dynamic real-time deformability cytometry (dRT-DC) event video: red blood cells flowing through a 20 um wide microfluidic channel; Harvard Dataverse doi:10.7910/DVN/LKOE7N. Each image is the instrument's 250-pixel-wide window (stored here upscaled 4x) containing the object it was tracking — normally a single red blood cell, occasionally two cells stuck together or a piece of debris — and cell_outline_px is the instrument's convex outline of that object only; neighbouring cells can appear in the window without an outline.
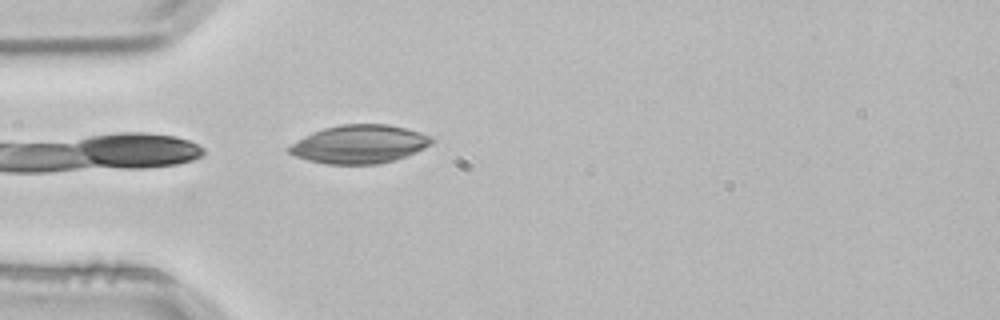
{"species": "common noctule bat (a hibernating species)", "species_latin": "Nyctalus noctula", "temperature_condition": "room temperature", "stored_images_in_passage": 3, "camera_frame_rate_fps": 3000, "um_per_image_px": 0.085, "animal": {"sex": "male", "body_mass_g": 21.5, "forearm_length_mm": 52.0}, "frame": {"image": 1, "passage_image": 3, "time_ms": 0.667, "image_size_px": [1000, 320], "cell_outline_px": [[436, 140], [432, 144], [416, 152], [396, 160], [380, 164], [324, 164], [308, 160], [296, 156], [288, 152], [284, 148], [304, 136], [312, 132], [324, 128], [340, 124], [388, 124], [420, 132], [432, 136]], "centroid_in_image_um": [30.55, 12.26], "position_along_channel_um": 54.4, "area_um2": 32.19}}